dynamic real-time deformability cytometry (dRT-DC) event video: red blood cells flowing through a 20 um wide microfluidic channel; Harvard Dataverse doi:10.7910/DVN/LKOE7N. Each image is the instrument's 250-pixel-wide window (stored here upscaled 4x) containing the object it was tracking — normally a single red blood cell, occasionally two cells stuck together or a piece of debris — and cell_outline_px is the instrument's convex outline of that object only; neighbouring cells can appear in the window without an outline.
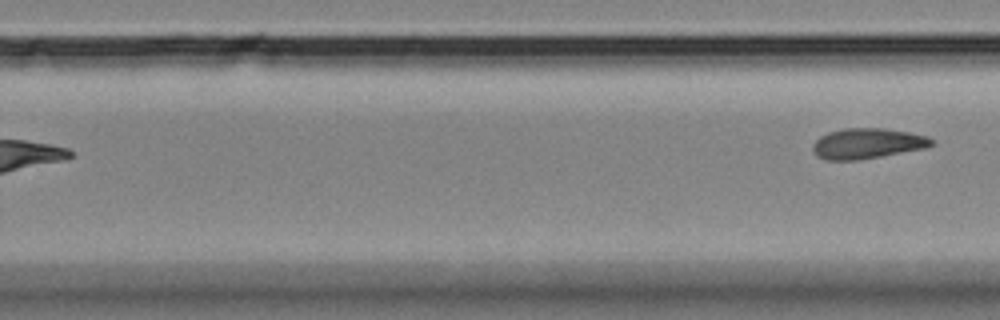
{"species": "Egyptian fruit bat (a non-hibernating species)", "species_latin": "Rousettus aegyptiacus", "temperature_condition": "room temperature", "stored_images_in_passage": 11, "segment_of_instrument_passage": [2, 2], "camera_frame_rate_fps": 3000, "um_per_image_px": 0.085, "animal": {"sex": "female"}, "frame": {"image": 1, "passage_image": 11, "time_ms": 3.333, "image_size_px": [1000, 320], "cell_outline_px": [[936, 144], [924, 148], [880, 156], [856, 160], [824, 160], [816, 156], [812, 148], [812, 144], [820, 136], [828, 132], [844, 128], [884, 128], [908, 132], [928, 136], [936, 140]], "centroid_in_image_um": [73.72, 12.19], "position_along_channel_um": 256.1, "area_um2": 21.15}}